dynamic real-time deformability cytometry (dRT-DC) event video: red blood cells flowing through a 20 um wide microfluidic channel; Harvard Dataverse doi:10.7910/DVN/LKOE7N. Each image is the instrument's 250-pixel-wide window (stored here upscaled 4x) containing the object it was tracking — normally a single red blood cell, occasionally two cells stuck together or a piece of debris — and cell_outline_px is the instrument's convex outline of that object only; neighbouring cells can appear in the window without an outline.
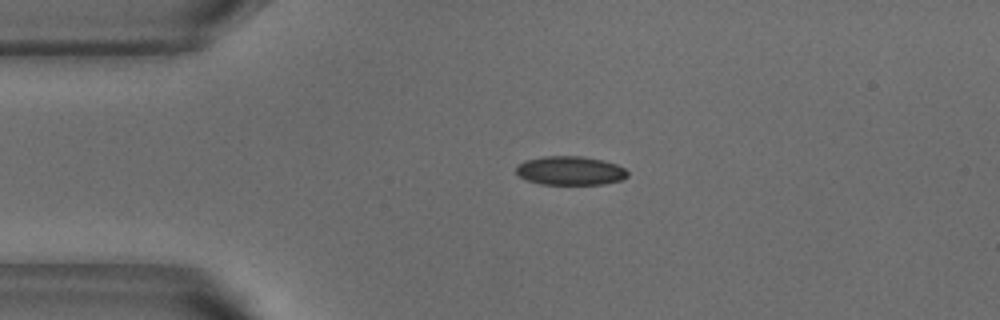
{"species": "common noctule bat (a hibernating species)", "species_latin": "Nyctalus noctula", "temperature_condition": "warm", "stored_images_in_passage": 42, "camera_frame_rate_fps": 3000, "um_per_image_px": 0.085, "animal": {"sex": "male", "body_mass_g": 18.8}, "frame": {"image": 1, "passage_image": 1, "time_ms": 0.0, "image_size_px": [1000, 320], "cell_outline_px": [[628, 176], [620, 180], [604, 184], [540, 184], [528, 180], [520, 176], [516, 172], [516, 168], [524, 160], [544, 156], [580, 156], [604, 160], [616, 164], [624, 168], [628, 172]], "centroid_in_image_um": [48.48, 14.5], "position_along_channel_um": 36.5, "area_um2": 18.67}}
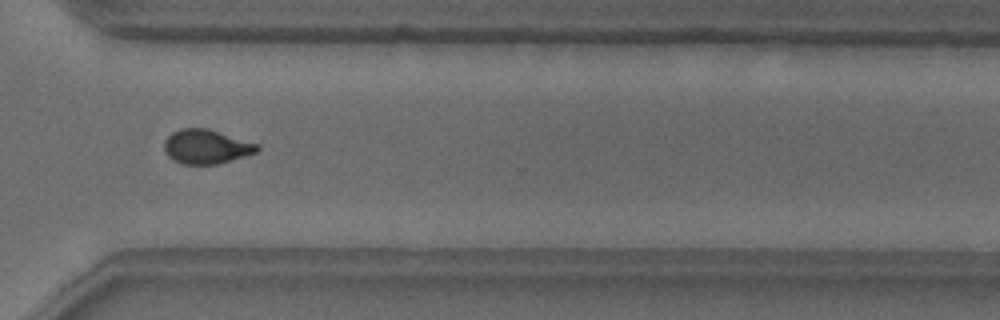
{"frame": {"image": 2, "passage_image": 28, "time_ms": 9.0, "image_size_px": [1000, 320], "cell_outline_px": [[260, 148], [256, 152], [244, 156], [216, 164], [184, 164], [172, 160], [164, 152], [164, 140], [172, 132], [180, 128], [208, 128], [260, 144]], "centroid_in_image_um": [17.52, 12.45], "position_along_channel_um": 353.1, "area_um2": 18.67}}
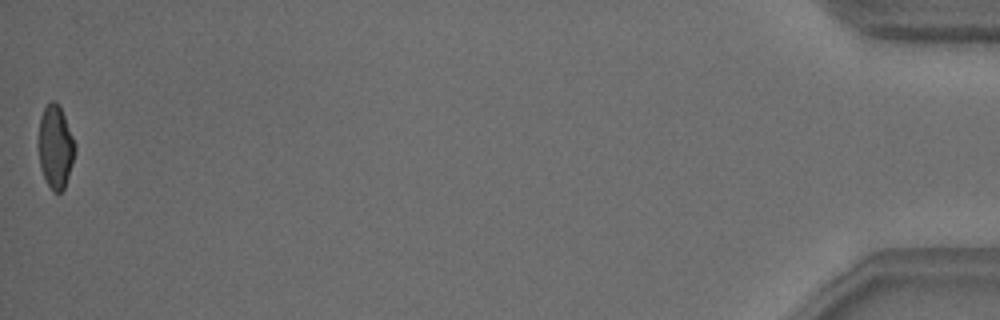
{"frame": {"image": 3, "passage_image": 42, "time_ms": 13.667, "image_size_px": [1000, 320], "cell_outline_px": [[76, 148], [72, 164], [64, 188], [60, 192], [52, 192], [44, 176], [40, 164], [40, 116], [44, 108], [52, 100], [56, 100], [60, 104], [76, 144]], "centroid_in_image_um": [4.75, 12.44], "position_along_channel_um": 430.5, "area_um2": 17.4}, "authors_computed_cell_mechanics": {"area_um2": 18.7272, "velocity_mm_per_s": 3.8249, "shape_relaxation_time_tau1_ms": 5.0191, "shape_relaxation_time_tau2_ms": 1.0608, "deformation_change_tau1": 0.1382, "deformation_change_tau2": 0.0685}}